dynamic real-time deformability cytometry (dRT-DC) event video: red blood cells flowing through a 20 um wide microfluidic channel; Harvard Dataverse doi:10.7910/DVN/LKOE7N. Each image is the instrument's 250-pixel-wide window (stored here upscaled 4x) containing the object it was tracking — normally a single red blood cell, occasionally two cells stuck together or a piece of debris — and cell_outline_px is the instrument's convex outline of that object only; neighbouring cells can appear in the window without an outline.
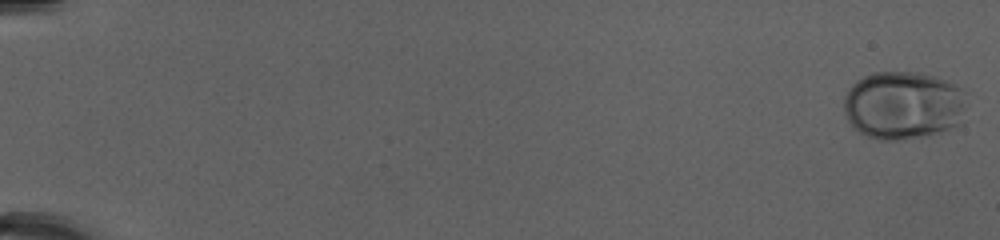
{"species": "human", "species_latin": "Homo sapiens", "temperature_condition": "cold", "stored_images_in_passage": 53, "camera_frame_rate_fps": 3000, "um_per_image_px": 0.085, "donor": {"sex": "female"}, "frame": {"image": 1, "passage_image": 1, "time_ms": 0.0, "image_size_px": [1000, 240], "cell_outline_px": [[964, 108], [960, 124], [940, 132], [924, 136], [896, 140], [880, 140], [868, 136], [852, 128], [844, 112], [844, 96], [848, 88], [856, 80], [872, 72], [920, 72], [948, 80], [956, 84], [964, 92]], "centroid_in_image_um": [76.75, 8.93], "position_along_channel_um": 8.2, "area_um2": 49.13}}
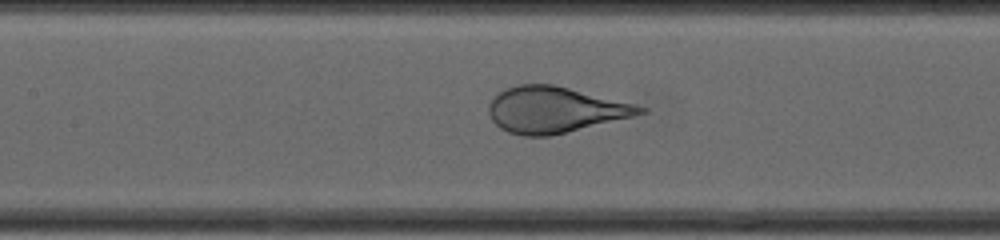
{"frame": {"image": 2, "passage_image": 27, "time_ms": 8.667, "image_size_px": [1000, 240], "cell_outline_px": [[648, 112], [632, 116], [548, 136], [524, 136], [508, 132], [500, 128], [492, 120], [488, 112], [488, 104], [496, 92], [504, 88], [516, 84], [552, 84], [648, 108]], "centroid_in_image_um": [47.06, 9.32], "position_along_channel_um": 160.3, "area_um2": 40.0}}
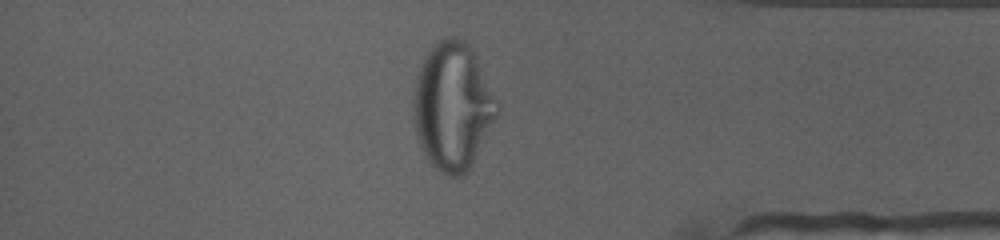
{"frame": {"image": 3, "passage_image": 46, "time_ms": 15.0, "image_size_px": [1000, 240], "cell_outline_px": [[496, 116], [468, 172], [464, 176], [452, 176], [440, 172], [424, 156], [420, 148], [416, 136], [412, 116], [412, 100], [416, 76], [424, 56], [444, 36], [456, 36], [464, 40], [468, 44], [476, 56], [496, 100]], "centroid_in_image_um": [38.42, 9.04], "position_along_channel_um": 396.8, "area_um2": 61.9}}